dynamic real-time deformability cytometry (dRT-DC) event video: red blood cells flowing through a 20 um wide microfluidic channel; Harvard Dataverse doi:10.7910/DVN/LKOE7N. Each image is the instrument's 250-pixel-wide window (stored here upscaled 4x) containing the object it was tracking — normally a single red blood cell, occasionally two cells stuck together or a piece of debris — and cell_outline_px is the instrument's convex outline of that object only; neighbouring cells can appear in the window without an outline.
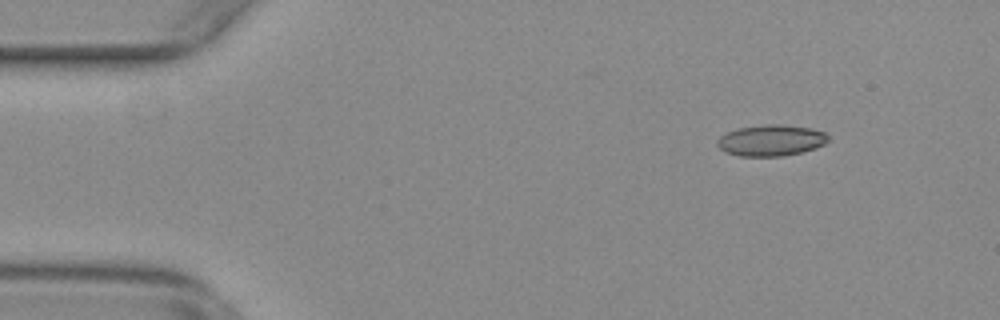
{"species": "common noctule bat (a hibernating species)", "species_latin": "Nyctalus noctula", "temperature_condition": "warm", "stored_images_in_passage": 55, "camera_frame_rate_fps": 3000, "um_per_image_px": 0.085, "animal": {"sex": "female", "body_mass_g": 29.2, "forearm_length_mm": 56.3}, "frame": {"image": 1, "passage_image": 7, "time_ms": 2.0, "image_size_px": [1000, 320], "cell_outline_px": [[828, 140], [824, 144], [816, 148], [784, 156], [740, 156], [724, 152], [716, 144], [716, 140], [720, 136], [728, 132], [740, 128], [764, 124], [780, 124], [812, 128], [824, 132], [828, 136]], "centroid_in_image_um": [65.53, 11.93], "position_along_channel_um": 19.5, "area_um2": 20.17}}
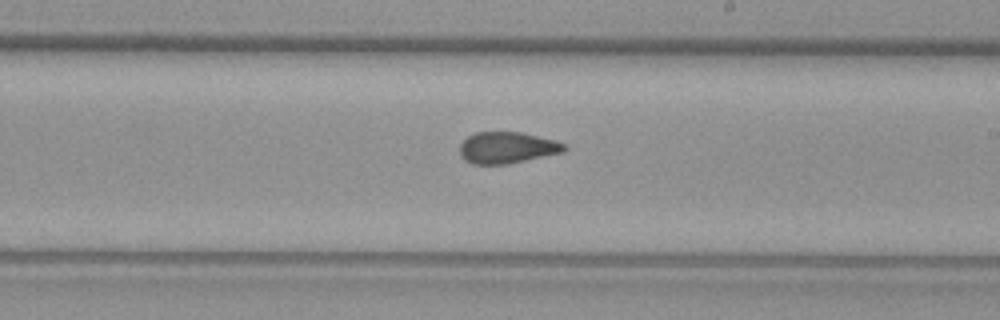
{"frame": {"image": 2, "passage_image": 32, "time_ms": 10.333, "image_size_px": [1000, 320], "cell_outline_px": [[568, 148], [564, 152], [508, 164], [472, 164], [464, 160], [460, 156], [460, 144], [468, 136], [476, 132], [520, 132], [556, 140], [568, 144]], "centroid_in_image_um": [43.13, 12.55], "position_along_channel_um": 245.9, "area_um2": 19.36}}
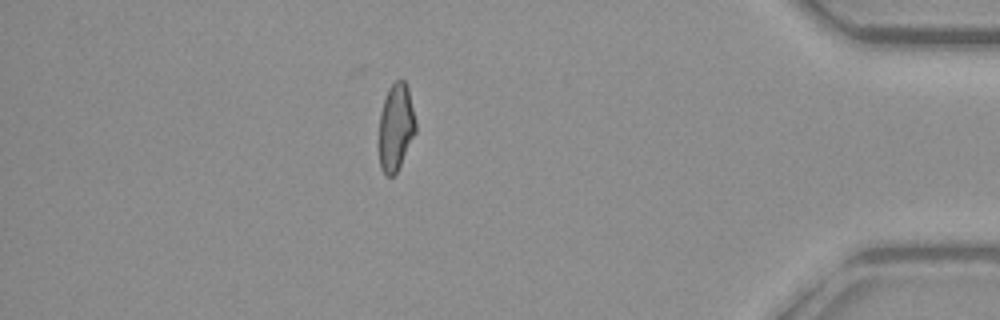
{"frame": {"image": 3, "passage_image": 48, "time_ms": 15.667, "image_size_px": [1000, 320], "cell_outline_px": [[416, 132], [396, 172], [392, 176], [384, 176], [380, 168], [380, 112], [388, 88], [396, 80], [404, 80], [408, 88], [416, 124]], "centroid_in_image_um": [33.64, 10.81], "position_along_channel_um": 401.6, "area_um2": 18.32}, "authors_computed_cell_mechanics": {"area_um2": 19.652, "velocity_mm_per_s": 3.7811, "shape_relaxation_time_tau1_ms": null, "shape_relaxation_time_tau2_ms": 1.5504, "deformation_change_tau1": null, "deformation_change_tau2": 0.0745}}